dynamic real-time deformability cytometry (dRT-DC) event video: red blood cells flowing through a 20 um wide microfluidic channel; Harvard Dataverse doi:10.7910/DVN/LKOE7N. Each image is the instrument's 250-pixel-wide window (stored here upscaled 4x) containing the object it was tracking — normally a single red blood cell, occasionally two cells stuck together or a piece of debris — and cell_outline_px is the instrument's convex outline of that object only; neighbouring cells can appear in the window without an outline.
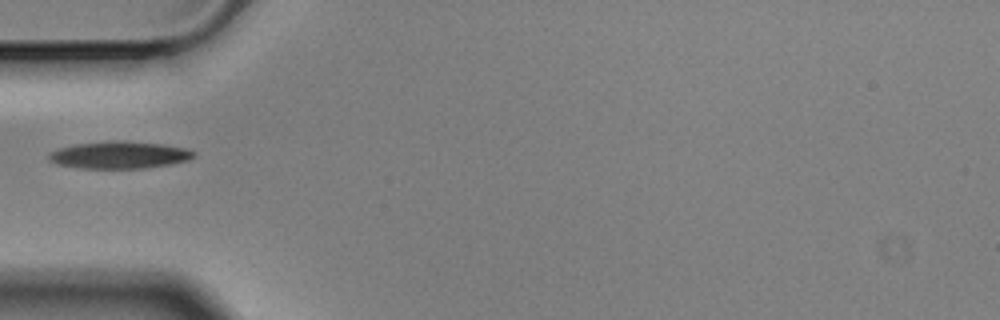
{"species": "Egyptian fruit bat (a non-hibernating species)", "species_latin": "Rousettus aegyptiacus", "temperature_condition": "cold", "stored_images_in_passage": 3, "camera_frame_rate_fps": 3000, "um_per_image_px": 0.085, "animal": {"sex": "male"}, "frame": {"image": 1, "passage_image": 3, "time_ms": 0.667, "image_size_px": [1000, 320], "cell_outline_px": [[196, 156], [188, 160], [172, 164], [144, 168], [80, 168], [56, 164], [48, 160], [48, 156], [52, 152], [60, 148], [76, 144], [120, 140], [124, 140], [164, 144], [184, 148], [196, 152]], "centroid_in_image_um": [10.19, 13.17], "position_along_channel_um": 74.8, "area_um2": 22.95}}